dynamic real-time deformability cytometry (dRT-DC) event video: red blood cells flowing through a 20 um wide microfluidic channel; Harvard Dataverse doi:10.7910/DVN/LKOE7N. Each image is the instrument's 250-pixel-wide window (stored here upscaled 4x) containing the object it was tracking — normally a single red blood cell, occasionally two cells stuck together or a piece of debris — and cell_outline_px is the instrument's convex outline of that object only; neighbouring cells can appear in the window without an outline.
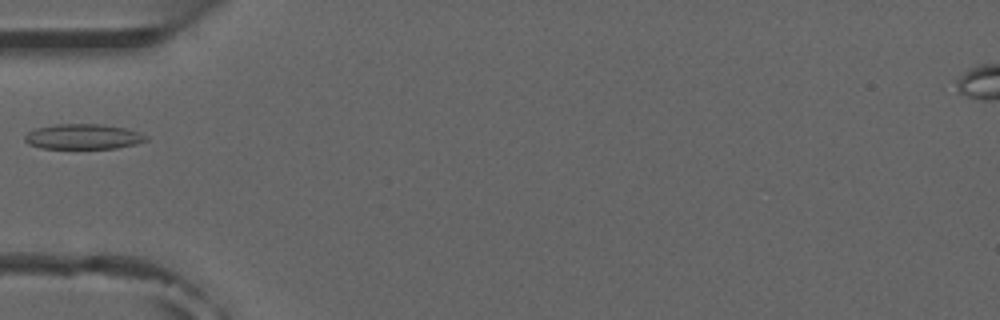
{"species": "common noctule bat (a hibernating species)", "species_latin": "Nyctalus noctula", "temperature_condition": "room temperature", "stored_images_in_passage": 6, "camera_frame_rate_fps": 3000, "um_per_image_px": 0.085, "animal": {"sex": "male", "forearm_length_mm": 52.5}, "frame": {"image": 1, "passage_image": 6, "time_ms": 5.667, "image_size_px": [1000, 320], "cell_outline_px": [[148, 140], [136, 144], [116, 148], [40, 148], [28, 144], [24, 140], [24, 136], [28, 132], [36, 128], [56, 124], [100, 124], [124, 128], [148, 136]], "centroid_in_image_um": [7.04, 11.61], "position_along_channel_um": 78.0, "area_um2": 17.69}}